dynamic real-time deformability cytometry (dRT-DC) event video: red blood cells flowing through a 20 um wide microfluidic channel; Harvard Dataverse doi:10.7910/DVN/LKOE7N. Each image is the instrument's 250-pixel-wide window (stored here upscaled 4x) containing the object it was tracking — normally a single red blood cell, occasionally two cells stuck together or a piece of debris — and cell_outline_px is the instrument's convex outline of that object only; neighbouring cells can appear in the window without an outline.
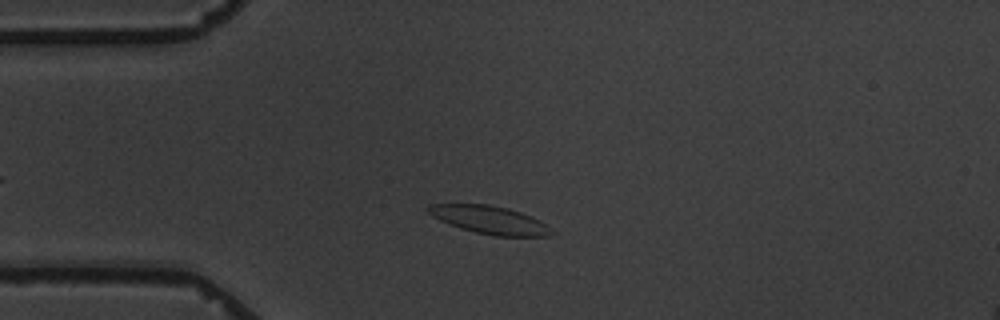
{"species": "common noctule bat (a hibernating species)", "species_latin": "Nyctalus noctula", "temperature_condition": "warm", "stored_images_in_passage": 6, "camera_frame_rate_fps": 3000, "um_per_image_px": 0.085, "animal": {"sex": "male", "body_mass_g": 19.5, "forearm_length_mm": 54.6}, "frame": {"image": 1, "passage_image": 3, "time_ms": 2.0, "image_size_px": [1000, 320], "cell_outline_px": [[556, 232], [552, 236], [496, 236], [476, 232], [460, 228], [440, 220], [432, 216], [424, 208], [428, 204], [488, 204], [508, 208], [532, 216], [540, 220], [552, 228]], "centroid_in_image_um": [41.65, 18.69], "position_along_channel_um": 43.3, "area_um2": 20.29}}
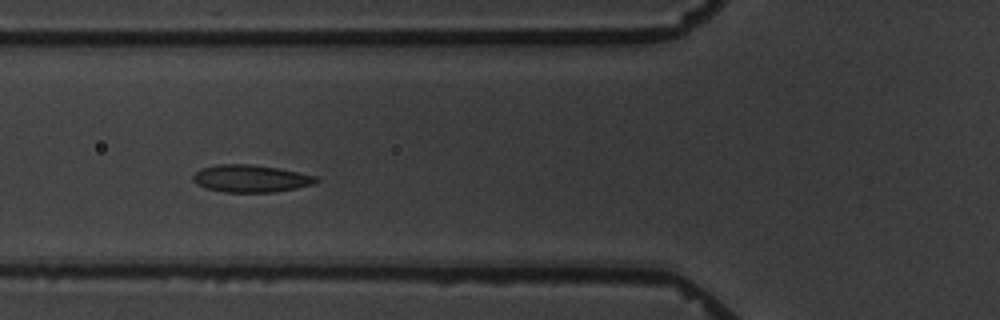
{"frame": {"image": 2, "passage_image": 5, "time_ms": 4.333, "image_size_px": [1000, 320], "cell_outline_px": [[320, 180], [316, 184], [296, 188], [272, 192], [224, 192], [204, 188], [196, 184], [192, 180], [192, 176], [200, 168], [216, 164], [252, 164], [280, 168], [316, 176]], "centroid_in_image_um": [21.3, 15.17], "position_along_channel_um": 104.5, "area_um2": 19.88}}
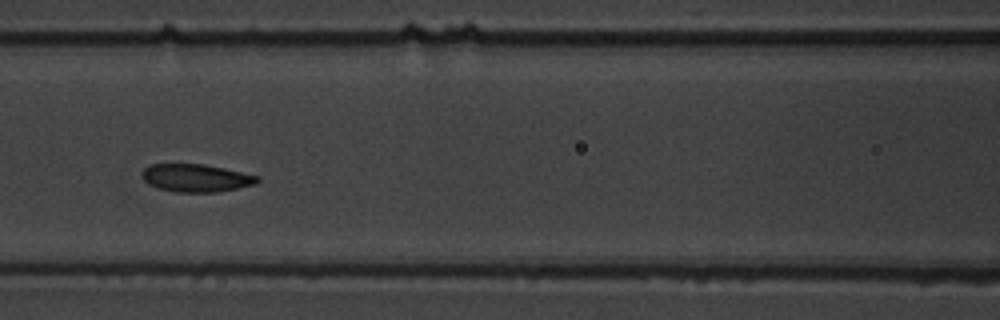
{"frame": {"image": 3, "passage_image": 6, "time_ms": 5.667, "image_size_px": [1000, 320], "cell_outline_px": [[260, 180], [256, 184], [216, 192], [176, 192], [156, 188], [148, 184], [144, 180], [140, 172], [148, 164], [204, 164], [224, 168], [260, 176]], "centroid_in_image_um": [16.63, 15.12], "position_along_channel_um": 150.0, "area_um2": 18.84}}